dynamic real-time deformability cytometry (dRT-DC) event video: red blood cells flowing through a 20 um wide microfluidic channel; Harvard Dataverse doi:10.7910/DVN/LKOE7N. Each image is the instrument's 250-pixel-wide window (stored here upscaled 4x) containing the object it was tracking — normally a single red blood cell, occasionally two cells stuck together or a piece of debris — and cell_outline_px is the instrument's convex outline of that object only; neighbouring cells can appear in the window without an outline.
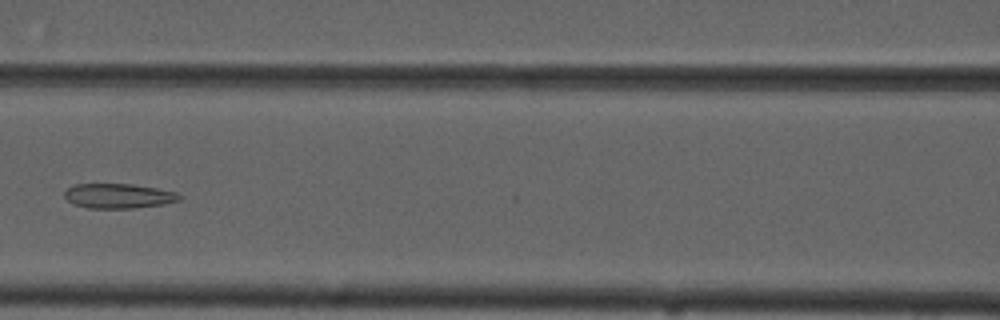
{"species": "common noctule bat (a hibernating species)", "species_latin": "Nyctalus noctula", "temperature_condition": "cold", "stored_images_in_passage": 7, "camera_frame_rate_fps": 3000, "um_per_image_px": 0.085, "animal": {"sex": "male", "forearm_length_mm": 52.5}, "frame": {"image": 1, "passage_image": 7, "time_ms": 7.333, "image_size_px": [1000, 320], "cell_outline_px": [[184, 196], [180, 200], [164, 204], [132, 208], [88, 208], [72, 204], [64, 196], [64, 192], [68, 188], [76, 184], [132, 184], [156, 188], [176, 192]], "centroid_in_image_um": [10.08, 16.66], "position_along_channel_um": 156.5, "area_um2": 16.59}}